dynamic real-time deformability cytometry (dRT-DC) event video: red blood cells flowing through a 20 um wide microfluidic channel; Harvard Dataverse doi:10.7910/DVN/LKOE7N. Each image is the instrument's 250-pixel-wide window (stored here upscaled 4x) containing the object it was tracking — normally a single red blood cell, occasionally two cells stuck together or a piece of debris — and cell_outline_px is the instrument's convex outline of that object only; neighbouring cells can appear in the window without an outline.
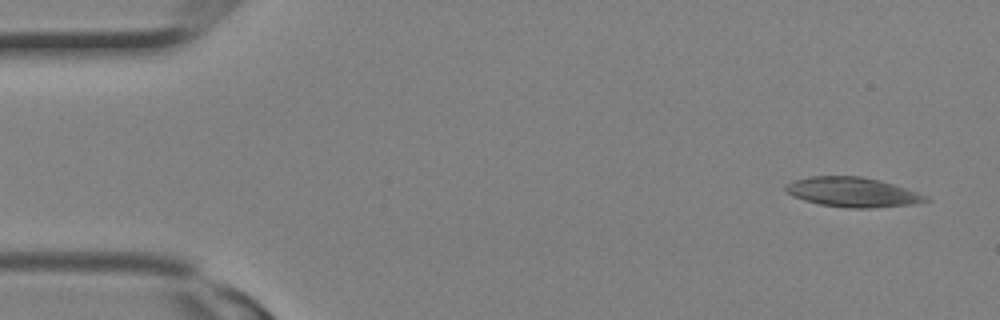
{"species": "Egyptian fruit bat (a non-hibernating species)", "species_latin": "Rousettus aegyptiacus", "temperature_condition": "room temperature", "stored_images_in_passage": 3, "camera_frame_rate_fps": 3000, "um_per_image_px": 0.085, "animal": {"sex": "female"}, "frame": {"image": 1, "passage_image": 1, "time_ms": 0.0, "image_size_px": [1000, 320], "cell_outline_px": [[932, 200], [912, 204], [872, 208], [848, 208], [820, 204], [804, 200], [792, 196], [784, 192], [784, 188], [788, 184], [796, 180], [808, 176], [860, 176], [880, 180], [928, 196]], "centroid_in_image_um": [72.45, 16.33], "position_along_channel_um": 12.6, "area_um2": 24.1}}